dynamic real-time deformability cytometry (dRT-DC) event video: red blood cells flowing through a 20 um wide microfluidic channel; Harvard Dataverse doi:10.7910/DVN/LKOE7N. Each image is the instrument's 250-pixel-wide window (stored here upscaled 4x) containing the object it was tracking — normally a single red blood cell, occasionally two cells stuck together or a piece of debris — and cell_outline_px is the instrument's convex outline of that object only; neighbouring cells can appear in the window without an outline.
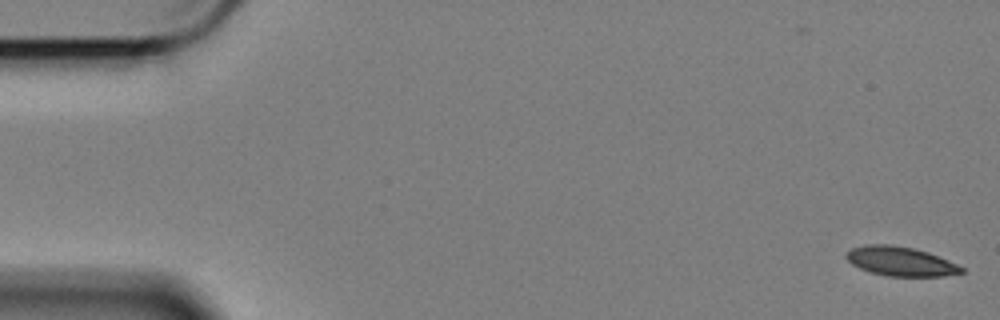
{"species": "Egyptian fruit bat (a non-hibernating species)", "species_latin": "Rousettus aegyptiacus", "temperature_condition": "cold", "stored_images_in_passage": 5, "camera_frame_rate_fps": 3000, "um_per_image_px": 0.085, "animal": {"sex": "female"}, "frame": {"image": 1, "passage_image": 1, "time_ms": 0.0, "image_size_px": [1000, 320], "cell_outline_px": [[964, 272], [944, 276], [888, 276], [872, 272], [860, 268], [852, 264], [844, 256], [852, 248], [868, 244], [892, 244], [912, 248], [928, 252], [948, 260], [964, 268]], "centroid_in_image_um": [76.55, 22.21], "position_along_channel_um": 8.5, "area_um2": 19.48}}